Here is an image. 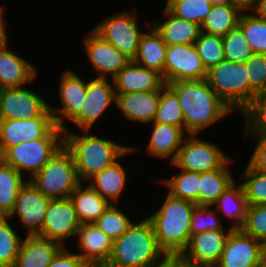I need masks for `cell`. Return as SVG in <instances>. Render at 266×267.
I'll use <instances>...</instances> for the list:
<instances>
[{"label":"cell","instance_id":"1","mask_svg":"<svg viewBox=\"0 0 266 267\" xmlns=\"http://www.w3.org/2000/svg\"><path fill=\"white\" fill-rule=\"evenodd\" d=\"M166 85L178 97L187 134H199L200 130L214 124L232 111L206 79L178 80Z\"/></svg>","mask_w":266,"mask_h":267},{"label":"cell","instance_id":"2","mask_svg":"<svg viewBox=\"0 0 266 267\" xmlns=\"http://www.w3.org/2000/svg\"><path fill=\"white\" fill-rule=\"evenodd\" d=\"M169 258L160 249L148 218L133 224L114 240L111 255L103 267H158Z\"/></svg>","mask_w":266,"mask_h":267},{"label":"cell","instance_id":"3","mask_svg":"<svg viewBox=\"0 0 266 267\" xmlns=\"http://www.w3.org/2000/svg\"><path fill=\"white\" fill-rule=\"evenodd\" d=\"M196 203L172 197L169 193L162 206L149 217L160 249L169 259H177L188 246L191 214Z\"/></svg>","mask_w":266,"mask_h":267},{"label":"cell","instance_id":"4","mask_svg":"<svg viewBox=\"0 0 266 267\" xmlns=\"http://www.w3.org/2000/svg\"><path fill=\"white\" fill-rule=\"evenodd\" d=\"M66 131V132H65ZM64 130V147L72 154L80 181H88L103 169L113 165L117 159L133 151V147L124 146L109 139L73 134Z\"/></svg>","mask_w":266,"mask_h":267},{"label":"cell","instance_id":"5","mask_svg":"<svg viewBox=\"0 0 266 267\" xmlns=\"http://www.w3.org/2000/svg\"><path fill=\"white\" fill-rule=\"evenodd\" d=\"M29 181L50 199L70 198L81 183L73 156L64 146Z\"/></svg>","mask_w":266,"mask_h":267},{"label":"cell","instance_id":"6","mask_svg":"<svg viewBox=\"0 0 266 267\" xmlns=\"http://www.w3.org/2000/svg\"><path fill=\"white\" fill-rule=\"evenodd\" d=\"M245 62L222 60L207 71L206 81L232 110L240 112L250 103V81Z\"/></svg>","mask_w":266,"mask_h":267},{"label":"cell","instance_id":"7","mask_svg":"<svg viewBox=\"0 0 266 267\" xmlns=\"http://www.w3.org/2000/svg\"><path fill=\"white\" fill-rule=\"evenodd\" d=\"M64 146V138H41L8 148L0 159L21 175L33 177Z\"/></svg>","mask_w":266,"mask_h":267},{"label":"cell","instance_id":"8","mask_svg":"<svg viewBox=\"0 0 266 267\" xmlns=\"http://www.w3.org/2000/svg\"><path fill=\"white\" fill-rule=\"evenodd\" d=\"M41 138H64V131L56 125L54 117L0 120V156L12 146Z\"/></svg>","mask_w":266,"mask_h":267},{"label":"cell","instance_id":"9","mask_svg":"<svg viewBox=\"0 0 266 267\" xmlns=\"http://www.w3.org/2000/svg\"><path fill=\"white\" fill-rule=\"evenodd\" d=\"M189 134L179 149L178 155L171 165L186 171L209 172L222 168L230 158L217 145L206 142Z\"/></svg>","mask_w":266,"mask_h":267},{"label":"cell","instance_id":"10","mask_svg":"<svg viewBox=\"0 0 266 267\" xmlns=\"http://www.w3.org/2000/svg\"><path fill=\"white\" fill-rule=\"evenodd\" d=\"M20 87L0 89V120L53 117L45 99L37 92Z\"/></svg>","mask_w":266,"mask_h":267},{"label":"cell","instance_id":"11","mask_svg":"<svg viewBox=\"0 0 266 267\" xmlns=\"http://www.w3.org/2000/svg\"><path fill=\"white\" fill-rule=\"evenodd\" d=\"M135 13L120 12L104 19L93 28L130 60H134L143 32L139 31Z\"/></svg>","mask_w":266,"mask_h":267},{"label":"cell","instance_id":"12","mask_svg":"<svg viewBox=\"0 0 266 267\" xmlns=\"http://www.w3.org/2000/svg\"><path fill=\"white\" fill-rule=\"evenodd\" d=\"M266 261V246L242 230H232L217 267H259Z\"/></svg>","mask_w":266,"mask_h":267},{"label":"cell","instance_id":"13","mask_svg":"<svg viewBox=\"0 0 266 267\" xmlns=\"http://www.w3.org/2000/svg\"><path fill=\"white\" fill-rule=\"evenodd\" d=\"M80 225L74 204L70 198L51 199L41 232L37 236L55 241L64 247L65 239L76 236Z\"/></svg>","mask_w":266,"mask_h":267},{"label":"cell","instance_id":"14","mask_svg":"<svg viewBox=\"0 0 266 267\" xmlns=\"http://www.w3.org/2000/svg\"><path fill=\"white\" fill-rule=\"evenodd\" d=\"M207 71L194 44L167 45L164 83L178 80L206 79Z\"/></svg>","mask_w":266,"mask_h":267},{"label":"cell","instance_id":"15","mask_svg":"<svg viewBox=\"0 0 266 267\" xmlns=\"http://www.w3.org/2000/svg\"><path fill=\"white\" fill-rule=\"evenodd\" d=\"M50 200L28 180L20 188L14 209L8 218L17 215L25 226L28 236L38 235L41 232Z\"/></svg>","mask_w":266,"mask_h":267},{"label":"cell","instance_id":"16","mask_svg":"<svg viewBox=\"0 0 266 267\" xmlns=\"http://www.w3.org/2000/svg\"><path fill=\"white\" fill-rule=\"evenodd\" d=\"M88 34L84 39V47L89 63L99 74L97 78H108V75H111L113 79L131 60L94 29Z\"/></svg>","mask_w":266,"mask_h":267},{"label":"cell","instance_id":"17","mask_svg":"<svg viewBox=\"0 0 266 267\" xmlns=\"http://www.w3.org/2000/svg\"><path fill=\"white\" fill-rule=\"evenodd\" d=\"M231 231V228L228 233L225 230H207L192 235L187 248L178 259L192 265H216Z\"/></svg>","mask_w":266,"mask_h":267},{"label":"cell","instance_id":"18","mask_svg":"<svg viewBox=\"0 0 266 267\" xmlns=\"http://www.w3.org/2000/svg\"><path fill=\"white\" fill-rule=\"evenodd\" d=\"M59 87L62 108L49 107V109L56 125L64 131L67 130L64 118L74 121L83 111L87 83H84L75 72L68 70L61 74Z\"/></svg>","mask_w":266,"mask_h":267},{"label":"cell","instance_id":"19","mask_svg":"<svg viewBox=\"0 0 266 267\" xmlns=\"http://www.w3.org/2000/svg\"><path fill=\"white\" fill-rule=\"evenodd\" d=\"M107 78L91 79L87 83L84 96L83 111L73 121L79 128L89 130L93 124L103 115L111 103L116 102L114 84H110Z\"/></svg>","mask_w":266,"mask_h":267},{"label":"cell","instance_id":"20","mask_svg":"<svg viewBox=\"0 0 266 267\" xmlns=\"http://www.w3.org/2000/svg\"><path fill=\"white\" fill-rule=\"evenodd\" d=\"M78 255L90 267H103L111 255L114 240L107 236L94 223L81 224L77 230Z\"/></svg>","mask_w":266,"mask_h":267},{"label":"cell","instance_id":"21","mask_svg":"<svg viewBox=\"0 0 266 267\" xmlns=\"http://www.w3.org/2000/svg\"><path fill=\"white\" fill-rule=\"evenodd\" d=\"M115 94L159 90L165 83L158 72L131 60L113 79Z\"/></svg>","mask_w":266,"mask_h":267},{"label":"cell","instance_id":"22","mask_svg":"<svg viewBox=\"0 0 266 267\" xmlns=\"http://www.w3.org/2000/svg\"><path fill=\"white\" fill-rule=\"evenodd\" d=\"M161 88L154 91L116 94L115 105L125 118L141 123H152L157 111Z\"/></svg>","mask_w":266,"mask_h":267},{"label":"cell","instance_id":"23","mask_svg":"<svg viewBox=\"0 0 266 267\" xmlns=\"http://www.w3.org/2000/svg\"><path fill=\"white\" fill-rule=\"evenodd\" d=\"M62 246L37 235L22 240L18 256L13 267H47Z\"/></svg>","mask_w":266,"mask_h":267},{"label":"cell","instance_id":"24","mask_svg":"<svg viewBox=\"0 0 266 267\" xmlns=\"http://www.w3.org/2000/svg\"><path fill=\"white\" fill-rule=\"evenodd\" d=\"M7 42L0 46V89L23 86L37 74L32 64L7 50Z\"/></svg>","mask_w":266,"mask_h":267},{"label":"cell","instance_id":"25","mask_svg":"<svg viewBox=\"0 0 266 267\" xmlns=\"http://www.w3.org/2000/svg\"><path fill=\"white\" fill-rule=\"evenodd\" d=\"M153 131L147 151L156 158L166 159L170 157V163L176 159L179 149L183 144L186 132L183 128L160 122L153 123Z\"/></svg>","mask_w":266,"mask_h":267},{"label":"cell","instance_id":"26","mask_svg":"<svg viewBox=\"0 0 266 267\" xmlns=\"http://www.w3.org/2000/svg\"><path fill=\"white\" fill-rule=\"evenodd\" d=\"M167 21L154 22L153 26L161 34L166 45L194 44L200 34V26L175 16L166 6Z\"/></svg>","mask_w":266,"mask_h":267},{"label":"cell","instance_id":"27","mask_svg":"<svg viewBox=\"0 0 266 267\" xmlns=\"http://www.w3.org/2000/svg\"><path fill=\"white\" fill-rule=\"evenodd\" d=\"M167 45L161 34L153 26L149 33H143L139 41L138 53L134 61L142 67L152 69L162 75L164 80V63Z\"/></svg>","mask_w":266,"mask_h":267},{"label":"cell","instance_id":"28","mask_svg":"<svg viewBox=\"0 0 266 267\" xmlns=\"http://www.w3.org/2000/svg\"><path fill=\"white\" fill-rule=\"evenodd\" d=\"M81 182L71 193L78 220L81 224L94 223L111 205L90 185L83 189Z\"/></svg>","mask_w":266,"mask_h":267},{"label":"cell","instance_id":"29","mask_svg":"<svg viewBox=\"0 0 266 267\" xmlns=\"http://www.w3.org/2000/svg\"><path fill=\"white\" fill-rule=\"evenodd\" d=\"M218 204L217 213H223L228 218L233 219L232 230H241L248 213L249 203L246 199L242 184L236 185L234 182L230 185L213 203ZM221 210V211H220Z\"/></svg>","mask_w":266,"mask_h":267},{"label":"cell","instance_id":"30","mask_svg":"<svg viewBox=\"0 0 266 267\" xmlns=\"http://www.w3.org/2000/svg\"><path fill=\"white\" fill-rule=\"evenodd\" d=\"M89 181V185L97 193L110 202V204H113L114 201L115 203L117 202L120 194L126 188V172L122 165L116 161L110 167L103 169L93 176Z\"/></svg>","mask_w":266,"mask_h":267},{"label":"cell","instance_id":"31","mask_svg":"<svg viewBox=\"0 0 266 267\" xmlns=\"http://www.w3.org/2000/svg\"><path fill=\"white\" fill-rule=\"evenodd\" d=\"M231 159L222 167L209 172L200 173L199 185V205L212 206L219 196L230 186L235 180L228 169Z\"/></svg>","mask_w":266,"mask_h":267},{"label":"cell","instance_id":"32","mask_svg":"<svg viewBox=\"0 0 266 267\" xmlns=\"http://www.w3.org/2000/svg\"><path fill=\"white\" fill-rule=\"evenodd\" d=\"M241 14L231 4L214 5L200 25V31L222 37L238 26Z\"/></svg>","mask_w":266,"mask_h":267},{"label":"cell","instance_id":"33","mask_svg":"<svg viewBox=\"0 0 266 267\" xmlns=\"http://www.w3.org/2000/svg\"><path fill=\"white\" fill-rule=\"evenodd\" d=\"M22 175L0 159V216L8 217L14 209L20 188L26 183Z\"/></svg>","mask_w":266,"mask_h":267},{"label":"cell","instance_id":"34","mask_svg":"<svg viewBox=\"0 0 266 267\" xmlns=\"http://www.w3.org/2000/svg\"><path fill=\"white\" fill-rule=\"evenodd\" d=\"M180 170L178 175L161 181L170 188L168 193L172 197L199 205L200 172Z\"/></svg>","mask_w":266,"mask_h":267},{"label":"cell","instance_id":"35","mask_svg":"<svg viewBox=\"0 0 266 267\" xmlns=\"http://www.w3.org/2000/svg\"><path fill=\"white\" fill-rule=\"evenodd\" d=\"M153 122L181 127L185 130L184 115L176 94L164 84Z\"/></svg>","mask_w":266,"mask_h":267},{"label":"cell","instance_id":"36","mask_svg":"<svg viewBox=\"0 0 266 267\" xmlns=\"http://www.w3.org/2000/svg\"><path fill=\"white\" fill-rule=\"evenodd\" d=\"M238 26L244 32L248 44L254 53L266 55V20L254 13L241 14Z\"/></svg>","mask_w":266,"mask_h":267},{"label":"cell","instance_id":"37","mask_svg":"<svg viewBox=\"0 0 266 267\" xmlns=\"http://www.w3.org/2000/svg\"><path fill=\"white\" fill-rule=\"evenodd\" d=\"M165 6L175 16L200 26L213 5L209 0H167Z\"/></svg>","mask_w":266,"mask_h":267},{"label":"cell","instance_id":"38","mask_svg":"<svg viewBox=\"0 0 266 267\" xmlns=\"http://www.w3.org/2000/svg\"><path fill=\"white\" fill-rule=\"evenodd\" d=\"M8 219L0 216V267L14 266L23 240L9 225Z\"/></svg>","mask_w":266,"mask_h":267},{"label":"cell","instance_id":"39","mask_svg":"<svg viewBox=\"0 0 266 267\" xmlns=\"http://www.w3.org/2000/svg\"><path fill=\"white\" fill-rule=\"evenodd\" d=\"M206 71L224 60L222 37L200 32L194 43Z\"/></svg>","mask_w":266,"mask_h":267},{"label":"cell","instance_id":"40","mask_svg":"<svg viewBox=\"0 0 266 267\" xmlns=\"http://www.w3.org/2000/svg\"><path fill=\"white\" fill-rule=\"evenodd\" d=\"M222 42L225 60L237 63L245 62L254 54L239 26L222 36Z\"/></svg>","mask_w":266,"mask_h":267},{"label":"cell","instance_id":"41","mask_svg":"<svg viewBox=\"0 0 266 267\" xmlns=\"http://www.w3.org/2000/svg\"><path fill=\"white\" fill-rule=\"evenodd\" d=\"M241 113L245 119L244 133L266 134V93L258 94Z\"/></svg>","mask_w":266,"mask_h":267},{"label":"cell","instance_id":"42","mask_svg":"<svg viewBox=\"0 0 266 267\" xmlns=\"http://www.w3.org/2000/svg\"><path fill=\"white\" fill-rule=\"evenodd\" d=\"M111 204L108 209L94 222L111 239L116 240L132 225L131 220L122 211Z\"/></svg>","mask_w":266,"mask_h":267},{"label":"cell","instance_id":"43","mask_svg":"<svg viewBox=\"0 0 266 267\" xmlns=\"http://www.w3.org/2000/svg\"><path fill=\"white\" fill-rule=\"evenodd\" d=\"M241 177L245 181L241 184L249 205L266 204V173L258 172L248 164Z\"/></svg>","mask_w":266,"mask_h":267},{"label":"cell","instance_id":"44","mask_svg":"<svg viewBox=\"0 0 266 267\" xmlns=\"http://www.w3.org/2000/svg\"><path fill=\"white\" fill-rule=\"evenodd\" d=\"M250 81V102L258 94L266 93V55L254 53L245 61Z\"/></svg>","mask_w":266,"mask_h":267},{"label":"cell","instance_id":"45","mask_svg":"<svg viewBox=\"0 0 266 267\" xmlns=\"http://www.w3.org/2000/svg\"><path fill=\"white\" fill-rule=\"evenodd\" d=\"M241 230L266 246V204L249 205Z\"/></svg>","mask_w":266,"mask_h":267},{"label":"cell","instance_id":"46","mask_svg":"<svg viewBox=\"0 0 266 267\" xmlns=\"http://www.w3.org/2000/svg\"><path fill=\"white\" fill-rule=\"evenodd\" d=\"M216 213L209 205H197L191 214V236L207 230H224Z\"/></svg>","mask_w":266,"mask_h":267},{"label":"cell","instance_id":"47","mask_svg":"<svg viewBox=\"0 0 266 267\" xmlns=\"http://www.w3.org/2000/svg\"><path fill=\"white\" fill-rule=\"evenodd\" d=\"M256 137L257 145L253 151L248 164L256 171L266 173V134L259 133H244Z\"/></svg>","mask_w":266,"mask_h":267},{"label":"cell","instance_id":"48","mask_svg":"<svg viewBox=\"0 0 266 267\" xmlns=\"http://www.w3.org/2000/svg\"><path fill=\"white\" fill-rule=\"evenodd\" d=\"M47 267H89V265L78 254H71L66 247H62Z\"/></svg>","mask_w":266,"mask_h":267},{"label":"cell","instance_id":"49","mask_svg":"<svg viewBox=\"0 0 266 267\" xmlns=\"http://www.w3.org/2000/svg\"><path fill=\"white\" fill-rule=\"evenodd\" d=\"M257 0H230V4L237 8L241 13L255 8Z\"/></svg>","mask_w":266,"mask_h":267},{"label":"cell","instance_id":"50","mask_svg":"<svg viewBox=\"0 0 266 267\" xmlns=\"http://www.w3.org/2000/svg\"><path fill=\"white\" fill-rule=\"evenodd\" d=\"M252 11L257 17L266 20V0H257Z\"/></svg>","mask_w":266,"mask_h":267},{"label":"cell","instance_id":"51","mask_svg":"<svg viewBox=\"0 0 266 267\" xmlns=\"http://www.w3.org/2000/svg\"><path fill=\"white\" fill-rule=\"evenodd\" d=\"M3 14V7H0V46H2L6 41H8Z\"/></svg>","mask_w":266,"mask_h":267},{"label":"cell","instance_id":"52","mask_svg":"<svg viewBox=\"0 0 266 267\" xmlns=\"http://www.w3.org/2000/svg\"><path fill=\"white\" fill-rule=\"evenodd\" d=\"M158 267H181V261L177 259H168L164 264Z\"/></svg>","mask_w":266,"mask_h":267},{"label":"cell","instance_id":"53","mask_svg":"<svg viewBox=\"0 0 266 267\" xmlns=\"http://www.w3.org/2000/svg\"><path fill=\"white\" fill-rule=\"evenodd\" d=\"M209 2L214 5H225L230 4V0H209Z\"/></svg>","mask_w":266,"mask_h":267},{"label":"cell","instance_id":"54","mask_svg":"<svg viewBox=\"0 0 266 267\" xmlns=\"http://www.w3.org/2000/svg\"><path fill=\"white\" fill-rule=\"evenodd\" d=\"M181 267H217L216 265H192L181 262Z\"/></svg>","mask_w":266,"mask_h":267},{"label":"cell","instance_id":"55","mask_svg":"<svg viewBox=\"0 0 266 267\" xmlns=\"http://www.w3.org/2000/svg\"><path fill=\"white\" fill-rule=\"evenodd\" d=\"M259 267H266V261L262 265H260Z\"/></svg>","mask_w":266,"mask_h":267}]
</instances>
